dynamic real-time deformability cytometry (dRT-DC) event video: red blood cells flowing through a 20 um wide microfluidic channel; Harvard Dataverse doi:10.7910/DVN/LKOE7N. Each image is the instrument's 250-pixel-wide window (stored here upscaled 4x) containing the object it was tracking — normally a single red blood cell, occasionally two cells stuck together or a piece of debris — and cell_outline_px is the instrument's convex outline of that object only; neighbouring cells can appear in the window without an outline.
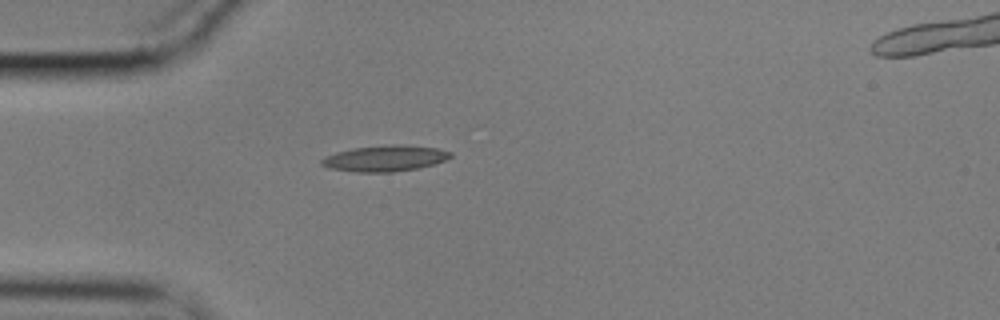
{"species": "common noctule bat (a hibernating species)", "species_latin": "Nyctalus noctula", "temperature_condition": "cold", "stored_images_in_passage": 15, "camera_frame_rate_fps": 3000, "um_per_image_px": 0.085, "animal": {"sex": "male", "body_mass_g": 17.9}, "frame": {"image": 1, "passage_image": 1, "time_ms": 0.0, "image_size_px": [1000, 320], "cell_outline_px": [[452, 156], [444, 160], [432, 164], [416, 168], [392, 172], [356, 172], [328, 168], [320, 164], [320, 160], [324, 156], [336, 152], [352, 148], [392, 144], [400, 144], [436, 148], [452, 152]], "centroid_in_image_um": [32.67, 13.45], "position_along_channel_um": 52.3, "area_um2": 19.48}}
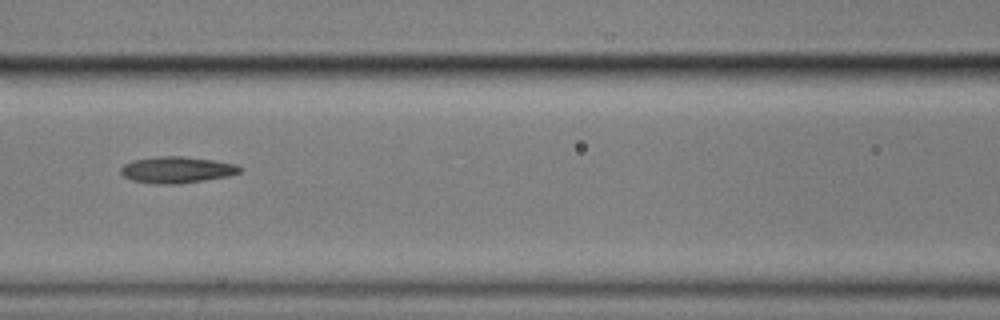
{"frame": {"image": 2, "passage_image": 10, "time_ms": 3.0, "image_size_px": [1000, 320], "cell_outline_px": [[244, 168], [240, 172], [228, 176], [204, 180], [176, 184], [156, 184], [132, 180], [124, 176], [120, 172], [120, 168], [124, 164], [132, 160], [160, 156], [184, 156], [212, 160], [236, 164]], "centroid_in_image_um": [15.03, 14.43], "position_along_channel_um": 151.6, "area_um2": 18.32}}
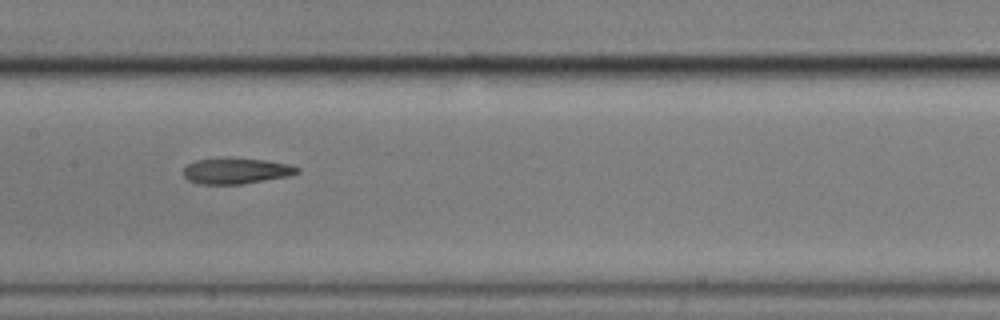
{"frame": {"image": 3, "passage_image": 13, "time_ms": 4.0, "image_size_px": [1000, 320], "cell_outline_px": [[300, 172], [288, 176], [240, 184], [200, 184], [188, 180], [184, 176], [184, 168], [188, 164], [196, 160], [264, 160], [288, 164], [300, 168]], "centroid_in_image_um": [20.08, 14.56], "position_along_channel_um": 187.3, "area_um2": 16.36}}